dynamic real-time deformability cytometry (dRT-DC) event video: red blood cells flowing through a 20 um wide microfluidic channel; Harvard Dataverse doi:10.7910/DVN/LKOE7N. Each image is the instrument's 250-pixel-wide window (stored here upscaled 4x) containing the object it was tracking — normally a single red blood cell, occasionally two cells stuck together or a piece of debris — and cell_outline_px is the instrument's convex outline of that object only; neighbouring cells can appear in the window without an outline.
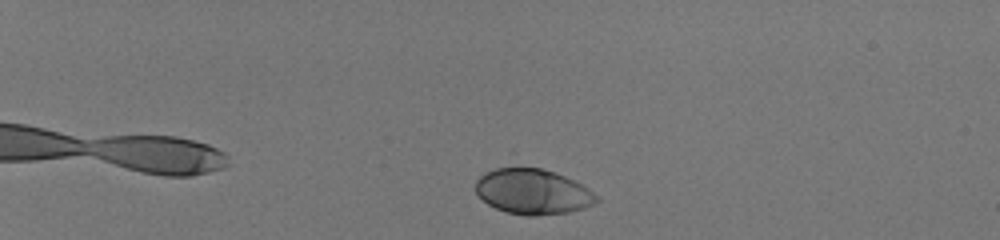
{"species": "human", "species_latin": "Homo sapiens", "temperature_condition": "room temperature", "stored_images_in_passage": 44, "camera_frame_rate_fps": 3000, "um_per_image_px": 0.085, "donor": {"sex": "male"}, "frame": {"image": 1, "passage_image": 3, "time_ms": 0.667, "image_size_px": [1000, 240], "cell_outline_px": [[600, 200], [584, 208], [568, 212], [536, 216], [528, 216], [508, 212], [496, 208], [488, 204], [476, 192], [476, 180], [484, 172], [512, 148], [588, 188]], "centroid_in_image_um": [45.11, 15.96], "position_along_channel_um": 39.9, "area_um2": 36.41}}
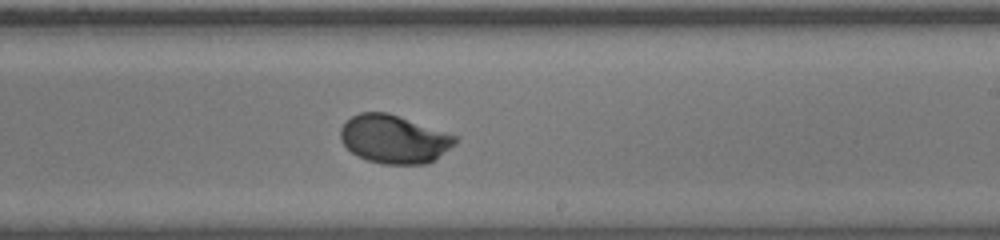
{"frame": {"image": 2, "passage_image": 27, "time_ms": 8.667, "image_size_px": [1000, 240], "cell_outline_px": [[456, 144], [428, 164], [380, 164], [368, 160], [352, 152], [340, 140], [340, 128], [352, 116], [360, 112], [388, 112], [456, 136]], "centroid_in_image_um": [33.48, 11.83], "position_along_channel_um": 255.5, "area_um2": 32.02}}
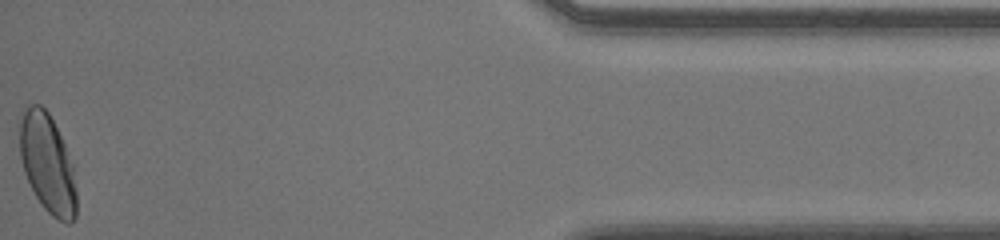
{"frame": {"image": 3, "passage_image": 44, "time_ms": 14.333, "image_size_px": [1000, 240], "cell_outline_px": [[76, 216], [68, 224], [52, 216], [44, 208], [36, 196], [24, 172], [20, 156], [20, 112], [28, 104], [40, 104], [48, 112], [64, 144], [72, 164], [76, 192]], "centroid_in_image_um": [4.02, 13.88], "position_along_channel_um": 431.2, "area_um2": 32.43}, "authors_computed_cell_mechanics": {"area_um2": 31.8767, "velocity_mm_per_s": 4.0503, "shape_relaxation_time_tau1_ms": 2.5555, "shape_relaxation_time_tau2_ms": null, "deformation_change_tau1": 0.1541, "deformation_change_tau2": null}}